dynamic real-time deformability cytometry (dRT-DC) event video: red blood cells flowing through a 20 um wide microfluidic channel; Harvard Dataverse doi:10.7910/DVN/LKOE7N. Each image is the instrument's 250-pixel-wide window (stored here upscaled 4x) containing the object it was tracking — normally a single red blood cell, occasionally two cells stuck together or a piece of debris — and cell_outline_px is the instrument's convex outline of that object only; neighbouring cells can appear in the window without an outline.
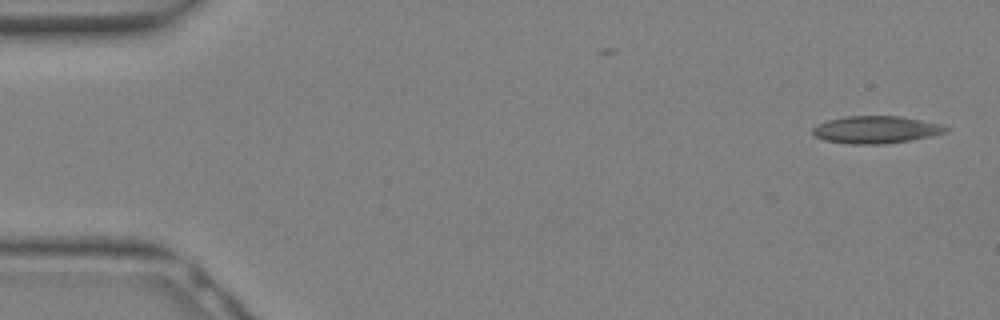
{"species": "Egyptian fruit bat (a non-hibernating species)", "species_latin": "Rousettus aegyptiacus", "temperature_condition": "warm", "stored_images_in_passage": 30, "camera_frame_rate_fps": 3000, "um_per_image_px": 0.085, "animal": {"sex": "female"}, "frame": {"image": 1, "passage_image": 1, "time_ms": 0.0, "image_size_px": [1000, 320], "cell_outline_px": [[952, 128], [948, 132], [908, 140], [884, 144], [852, 144], [824, 140], [816, 136], [812, 132], [812, 128], [816, 124], [828, 120], [844, 116], [900, 116], [944, 124]], "centroid_in_image_um": [74.48, 11.01], "position_along_channel_um": 10.5, "area_um2": 21.33}}
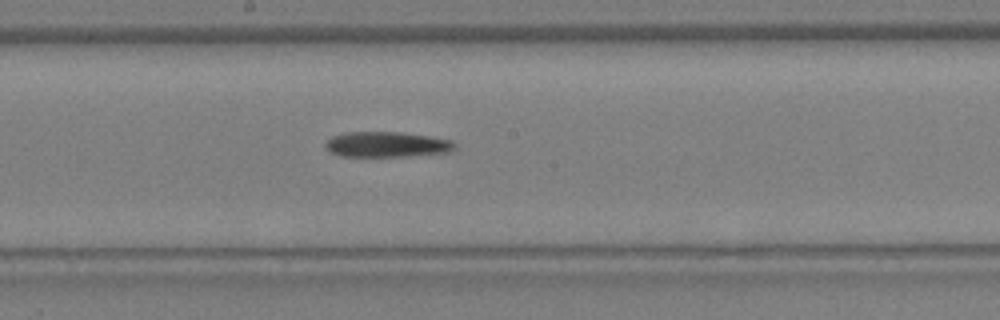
{"frame": {"image": 2, "passage_image": 16, "time_ms": 5.0, "image_size_px": [1000, 320], "cell_outline_px": [[456, 148], [452, 152], [408, 156], [340, 156], [324, 148], [324, 144], [332, 136], [344, 132], [404, 132], [452, 140], [456, 144]], "centroid_in_image_um": [32.9, 12.27], "position_along_channel_um": 215.3, "area_um2": 19.31}}
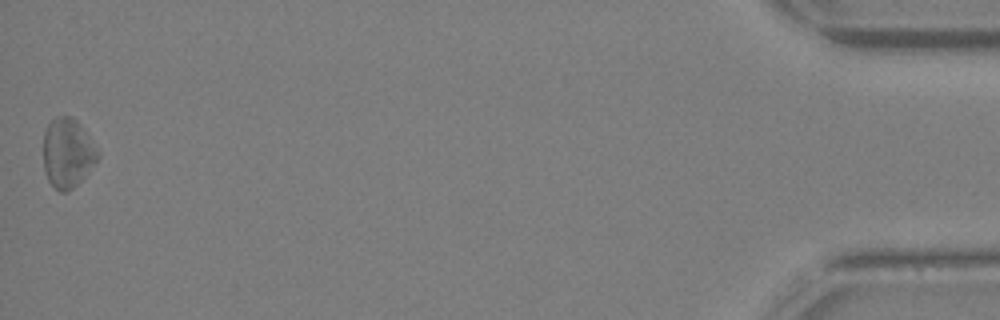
{"frame": {"image": 3, "passage_image": 30, "time_ms": 9.667, "image_size_px": [1000, 320], "cell_outline_px": [[100, 156], [84, 176], [68, 192], [60, 192], [48, 180], [44, 172], [44, 132], [48, 124], [56, 116], [72, 116], [84, 128], [100, 152]], "centroid_in_image_um": [5.75, 12.98], "position_along_channel_um": 429.5, "area_um2": 21.96}}